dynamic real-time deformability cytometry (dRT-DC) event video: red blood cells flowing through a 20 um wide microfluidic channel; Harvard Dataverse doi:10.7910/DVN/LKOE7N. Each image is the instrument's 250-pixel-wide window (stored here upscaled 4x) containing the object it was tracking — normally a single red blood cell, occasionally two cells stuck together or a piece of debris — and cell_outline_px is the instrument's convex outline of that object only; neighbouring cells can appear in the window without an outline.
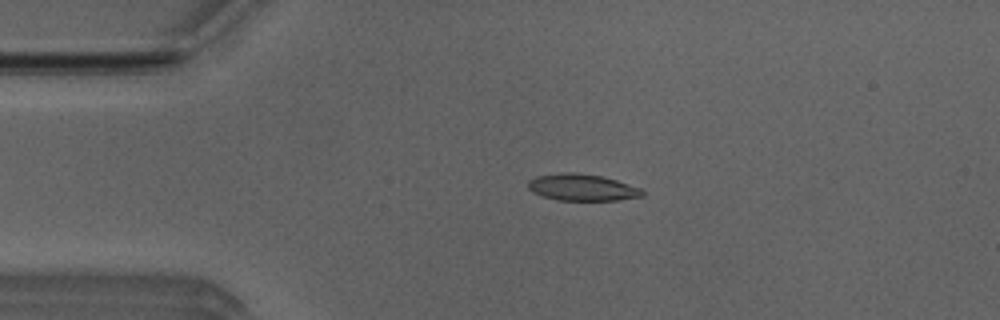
{"species": "Egyptian fruit bat (a non-hibernating species)", "species_latin": "Rousettus aegyptiacus", "temperature_condition": "room temperature", "stored_images_in_passage": 3, "camera_frame_rate_fps": 3000, "um_per_image_px": 0.085, "animal": {"sex": "male"}, "frame": {"image": 1, "passage_image": 2, "time_ms": 0.333, "image_size_px": [1000, 320], "cell_outline_px": [[644, 196], [616, 200], [556, 200], [532, 192], [528, 188], [528, 180], [536, 176], [560, 172], [576, 172], [604, 176], [640, 188], [644, 192]], "centroid_in_image_um": [49.46, 15.92], "position_along_channel_um": 35.5, "area_um2": 17.86}}